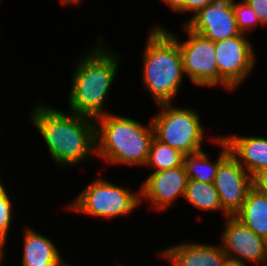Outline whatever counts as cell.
<instances>
[{
    "label": "cell",
    "instance_id": "cell-1",
    "mask_svg": "<svg viewBox=\"0 0 267 266\" xmlns=\"http://www.w3.org/2000/svg\"><path fill=\"white\" fill-rule=\"evenodd\" d=\"M31 122L41 133L52 160L60 166L79 165L91 153L96 155L94 119L40 104L33 109Z\"/></svg>",
    "mask_w": 267,
    "mask_h": 266
},
{
    "label": "cell",
    "instance_id": "cell-2",
    "mask_svg": "<svg viewBox=\"0 0 267 266\" xmlns=\"http://www.w3.org/2000/svg\"><path fill=\"white\" fill-rule=\"evenodd\" d=\"M100 42L76 62L68 99L70 112L94 120L106 114L105 98L118 73L120 58L116 52H108L104 40Z\"/></svg>",
    "mask_w": 267,
    "mask_h": 266
},
{
    "label": "cell",
    "instance_id": "cell-3",
    "mask_svg": "<svg viewBox=\"0 0 267 266\" xmlns=\"http://www.w3.org/2000/svg\"><path fill=\"white\" fill-rule=\"evenodd\" d=\"M149 124L110 113L98 117L95 119L96 155L108 164L145 166L154 138L152 123Z\"/></svg>",
    "mask_w": 267,
    "mask_h": 266
},
{
    "label": "cell",
    "instance_id": "cell-4",
    "mask_svg": "<svg viewBox=\"0 0 267 266\" xmlns=\"http://www.w3.org/2000/svg\"><path fill=\"white\" fill-rule=\"evenodd\" d=\"M143 53L142 81L153 101L172 103L185 76L180 48L168 29L154 27Z\"/></svg>",
    "mask_w": 267,
    "mask_h": 266
},
{
    "label": "cell",
    "instance_id": "cell-5",
    "mask_svg": "<svg viewBox=\"0 0 267 266\" xmlns=\"http://www.w3.org/2000/svg\"><path fill=\"white\" fill-rule=\"evenodd\" d=\"M172 104L158 105L161 111L151 122L154 137L185 155L201 151L205 133L199 114L191 108L174 107Z\"/></svg>",
    "mask_w": 267,
    "mask_h": 266
},
{
    "label": "cell",
    "instance_id": "cell-6",
    "mask_svg": "<svg viewBox=\"0 0 267 266\" xmlns=\"http://www.w3.org/2000/svg\"><path fill=\"white\" fill-rule=\"evenodd\" d=\"M141 198V187L136 194L125 187L98 178L84 188L67 208L97 217L117 218L137 209Z\"/></svg>",
    "mask_w": 267,
    "mask_h": 266
},
{
    "label": "cell",
    "instance_id": "cell-7",
    "mask_svg": "<svg viewBox=\"0 0 267 266\" xmlns=\"http://www.w3.org/2000/svg\"><path fill=\"white\" fill-rule=\"evenodd\" d=\"M247 34L223 39L215 42L216 61L218 67V86L234 91L255 65L253 44L246 38Z\"/></svg>",
    "mask_w": 267,
    "mask_h": 266
},
{
    "label": "cell",
    "instance_id": "cell-8",
    "mask_svg": "<svg viewBox=\"0 0 267 266\" xmlns=\"http://www.w3.org/2000/svg\"><path fill=\"white\" fill-rule=\"evenodd\" d=\"M183 25V29L189 38L182 43L174 33L169 30L168 32L177 39L185 75H188L197 86H218L215 42L193 32L185 24Z\"/></svg>",
    "mask_w": 267,
    "mask_h": 266
},
{
    "label": "cell",
    "instance_id": "cell-9",
    "mask_svg": "<svg viewBox=\"0 0 267 266\" xmlns=\"http://www.w3.org/2000/svg\"><path fill=\"white\" fill-rule=\"evenodd\" d=\"M225 217L234 216L253 187L252 176L229 154L218 166L214 179Z\"/></svg>",
    "mask_w": 267,
    "mask_h": 266
},
{
    "label": "cell",
    "instance_id": "cell-10",
    "mask_svg": "<svg viewBox=\"0 0 267 266\" xmlns=\"http://www.w3.org/2000/svg\"><path fill=\"white\" fill-rule=\"evenodd\" d=\"M190 30L214 42L241 34L232 6V0H215L200 9L184 23Z\"/></svg>",
    "mask_w": 267,
    "mask_h": 266
},
{
    "label": "cell",
    "instance_id": "cell-11",
    "mask_svg": "<svg viewBox=\"0 0 267 266\" xmlns=\"http://www.w3.org/2000/svg\"><path fill=\"white\" fill-rule=\"evenodd\" d=\"M220 242L227 256L246 263L263 264L267 261V241L256 235L234 216L226 218V226Z\"/></svg>",
    "mask_w": 267,
    "mask_h": 266
},
{
    "label": "cell",
    "instance_id": "cell-12",
    "mask_svg": "<svg viewBox=\"0 0 267 266\" xmlns=\"http://www.w3.org/2000/svg\"><path fill=\"white\" fill-rule=\"evenodd\" d=\"M188 175L181 167L152 172L141 184V196L155 206L156 210L170 207L178 197H184Z\"/></svg>",
    "mask_w": 267,
    "mask_h": 266
},
{
    "label": "cell",
    "instance_id": "cell-13",
    "mask_svg": "<svg viewBox=\"0 0 267 266\" xmlns=\"http://www.w3.org/2000/svg\"><path fill=\"white\" fill-rule=\"evenodd\" d=\"M173 266H222L226 256L221 244L181 243L159 253Z\"/></svg>",
    "mask_w": 267,
    "mask_h": 266
},
{
    "label": "cell",
    "instance_id": "cell-14",
    "mask_svg": "<svg viewBox=\"0 0 267 266\" xmlns=\"http://www.w3.org/2000/svg\"><path fill=\"white\" fill-rule=\"evenodd\" d=\"M230 154L253 177L267 168V138L256 136H222Z\"/></svg>",
    "mask_w": 267,
    "mask_h": 266
},
{
    "label": "cell",
    "instance_id": "cell-15",
    "mask_svg": "<svg viewBox=\"0 0 267 266\" xmlns=\"http://www.w3.org/2000/svg\"><path fill=\"white\" fill-rule=\"evenodd\" d=\"M24 233L22 266H63L66 263L52 240L33 228H26Z\"/></svg>",
    "mask_w": 267,
    "mask_h": 266
},
{
    "label": "cell",
    "instance_id": "cell-16",
    "mask_svg": "<svg viewBox=\"0 0 267 266\" xmlns=\"http://www.w3.org/2000/svg\"><path fill=\"white\" fill-rule=\"evenodd\" d=\"M234 217L267 241V195L252 187Z\"/></svg>",
    "mask_w": 267,
    "mask_h": 266
},
{
    "label": "cell",
    "instance_id": "cell-17",
    "mask_svg": "<svg viewBox=\"0 0 267 266\" xmlns=\"http://www.w3.org/2000/svg\"><path fill=\"white\" fill-rule=\"evenodd\" d=\"M223 149L220 152L218 159L215 162L209 161V154L202 150L184 156V167L188 175V179H195L201 182L213 183L217 168L219 164L230 154L227 143L223 140L222 136L213 139Z\"/></svg>",
    "mask_w": 267,
    "mask_h": 266
},
{
    "label": "cell",
    "instance_id": "cell-18",
    "mask_svg": "<svg viewBox=\"0 0 267 266\" xmlns=\"http://www.w3.org/2000/svg\"><path fill=\"white\" fill-rule=\"evenodd\" d=\"M184 198L198 209L223 211L219 194L213 183L188 179Z\"/></svg>",
    "mask_w": 267,
    "mask_h": 266
},
{
    "label": "cell",
    "instance_id": "cell-19",
    "mask_svg": "<svg viewBox=\"0 0 267 266\" xmlns=\"http://www.w3.org/2000/svg\"><path fill=\"white\" fill-rule=\"evenodd\" d=\"M184 156L180 150L160 142L155 137L152 140L146 166L153 168V172L181 167L184 164Z\"/></svg>",
    "mask_w": 267,
    "mask_h": 266
},
{
    "label": "cell",
    "instance_id": "cell-20",
    "mask_svg": "<svg viewBox=\"0 0 267 266\" xmlns=\"http://www.w3.org/2000/svg\"><path fill=\"white\" fill-rule=\"evenodd\" d=\"M232 6L237 21V27L241 33L248 34L247 32H250V30L255 28L258 24L262 25L253 9L243 0H239L238 2L232 0Z\"/></svg>",
    "mask_w": 267,
    "mask_h": 266
},
{
    "label": "cell",
    "instance_id": "cell-21",
    "mask_svg": "<svg viewBox=\"0 0 267 266\" xmlns=\"http://www.w3.org/2000/svg\"><path fill=\"white\" fill-rule=\"evenodd\" d=\"M8 192L0 182V239L6 243L8 231L12 223L13 205Z\"/></svg>",
    "mask_w": 267,
    "mask_h": 266
},
{
    "label": "cell",
    "instance_id": "cell-22",
    "mask_svg": "<svg viewBox=\"0 0 267 266\" xmlns=\"http://www.w3.org/2000/svg\"><path fill=\"white\" fill-rule=\"evenodd\" d=\"M253 9L259 22L267 26V0H243Z\"/></svg>",
    "mask_w": 267,
    "mask_h": 266
},
{
    "label": "cell",
    "instance_id": "cell-23",
    "mask_svg": "<svg viewBox=\"0 0 267 266\" xmlns=\"http://www.w3.org/2000/svg\"><path fill=\"white\" fill-rule=\"evenodd\" d=\"M252 185L258 192L267 195V168L252 177Z\"/></svg>",
    "mask_w": 267,
    "mask_h": 266
},
{
    "label": "cell",
    "instance_id": "cell-24",
    "mask_svg": "<svg viewBox=\"0 0 267 266\" xmlns=\"http://www.w3.org/2000/svg\"><path fill=\"white\" fill-rule=\"evenodd\" d=\"M215 0H184V12H194V15L205 6L212 4Z\"/></svg>",
    "mask_w": 267,
    "mask_h": 266
},
{
    "label": "cell",
    "instance_id": "cell-25",
    "mask_svg": "<svg viewBox=\"0 0 267 266\" xmlns=\"http://www.w3.org/2000/svg\"><path fill=\"white\" fill-rule=\"evenodd\" d=\"M163 2L173 11L184 14V0H163Z\"/></svg>",
    "mask_w": 267,
    "mask_h": 266
},
{
    "label": "cell",
    "instance_id": "cell-26",
    "mask_svg": "<svg viewBox=\"0 0 267 266\" xmlns=\"http://www.w3.org/2000/svg\"><path fill=\"white\" fill-rule=\"evenodd\" d=\"M222 266H247L246 263L239 261L237 258L225 256L222 262Z\"/></svg>",
    "mask_w": 267,
    "mask_h": 266
},
{
    "label": "cell",
    "instance_id": "cell-27",
    "mask_svg": "<svg viewBox=\"0 0 267 266\" xmlns=\"http://www.w3.org/2000/svg\"><path fill=\"white\" fill-rule=\"evenodd\" d=\"M5 245H6V243L3 240L0 239V266H1V263H2V259L4 258L3 256L5 255L4 252H3V251H5L4 250Z\"/></svg>",
    "mask_w": 267,
    "mask_h": 266
},
{
    "label": "cell",
    "instance_id": "cell-28",
    "mask_svg": "<svg viewBox=\"0 0 267 266\" xmlns=\"http://www.w3.org/2000/svg\"><path fill=\"white\" fill-rule=\"evenodd\" d=\"M81 1H83V0H66V5H69V4H76V3H79V2H81Z\"/></svg>",
    "mask_w": 267,
    "mask_h": 266
},
{
    "label": "cell",
    "instance_id": "cell-29",
    "mask_svg": "<svg viewBox=\"0 0 267 266\" xmlns=\"http://www.w3.org/2000/svg\"><path fill=\"white\" fill-rule=\"evenodd\" d=\"M62 4L66 5V0H59Z\"/></svg>",
    "mask_w": 267,
    "mask_h": 266
},
{
    "label": "cell",
    "instance_id": "cell-30",
    "mask_svg": "<svg viewBox=\"0 0 267 266\" xmlns=\"http://www.w3.org/2000/svg\"><path fill=\"white\" fill-rule=\"evenodd\" d=\"M63 266H74V265H71L69 263H65Z\"/></svg>",
    "mask_w": 267,
    "mask_h": 266
}]
</instances>
